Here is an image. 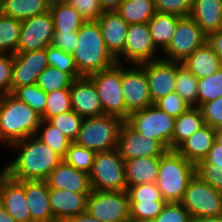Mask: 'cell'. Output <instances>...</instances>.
I'll list each match as a JSON object with an SVG mask.
<instances>
[{"instance_id":"6da1fadb","label":"cell","mask_w":222,"mask_h":222,"mask_svg":"<svg viewBox=\"0 0 222 222\" xmlns=\"http://www.w3.org/2000/svg\"><path fill=\"white\" fill-rule=\"evenodd\" d=\"M10 147L21 148L19 155L1 171L14 180L46 181L63 160L36 136L17 141Z\"/></svg>"},{"instance_id":"7a4b0ae2","label":"cell","mask_w":222,"mask_h":222,"mask_svg":"<svg viewBox=\"0 0 222 222\" xmlns=\"http://www.w3.org/2000/svg\"><path fill=\"white\" fill-rule=\"evenodd\" d=\"M42 118L29 105L12 93L0 99V141L8 146L35 136Z\"/></svg>"},{"instance_id":"3957f363","label":"cell","mask_w":222,"mask_h":222,"mask_svg":"<svg viewBox=\"0 0 222 222\" xmlns=\"http://www.w3.org/2000/svg\"><path fill=\"white\" fill-rule=\"evenodd\" d=\"M72 55L81 76L106 70L117 63L106 48L97 21H86L77 32V45Z\"/></svg>"},{"instance_id":"277c9868","label":"cell","mask_w":222,"mask_h":222,"mask_svg":"<svg viewBox=\"0 0 222 222\" xmlns=\"http://www.w3.org/2000/svg\"><path fill=\"white\" fill-rule=\"evenodd\" d=\"M196 173V165L176 150H167L159 162L156 185L167 202H181L190 179Z\"/></svg>"},{"instance_id":"5b68a950","label":"cell","mask_w":222,"mask_h":222,"mask_svg":"<svg viewBox=\"0 0 222 222\" xmlns=\"http://www.w3.org/2000/svg\"><path fill=\"white\" fill-rule=\"evenodd\" d=\"M123 122L120 117L106 114L84 118L74 142L95 153L116 149Z\"/></svg>"},{"instance_id":"8992f818","label":"cell","mask_w":222,"mask_h":222,"mask_svg":"<svg viewBox=\"0 0 222 222\" xmlns=\"http://www.w3.org/2000/svg\"><path fill=\"white\" fill-rule=\"evenodd\" d=\"M90 182L95 191H126L125 161L118 149L97 152Z\"/></svg>"},{"instance_id":"52a82bcc","label":"cell","mask_w":222,"mask_h":222,"mask_svg":"<svg viewBox=\"0 0 222 222\" xmlns=\"http://www.w3.org/2000/svg\"><path fill=\"white\" fill-rule=\"evenodd\" d=\"M94 83L106 115L120 117L126 121L130 112L126 109L121 84V64L93 73L88 76Z\"/></svg>"},{"instance_id":"ba28073f","label":"cell","mask_w":222,"mask_h":222,"mask_svg":"<svg viewBox=\"0 0 222 222\" xmlns=\"http://www.w3.org/2000/svg\"><path fill=\"white\" fill-rule=\"evenodd\" d=\"M180 203L192 219L222 216V192L215 190L196 173L190 179Z\"/></svg>"},{"instance_id":"9c48e42d","label":"cell","mask_w":222,"mask_h":222,"mask_svg":"<svg viewBox=\"0 0 222 222\" xmlns=\"http://www.w3.org/2000/svg\"><path fill=\"white\" fill-rule=\"evenodd\" d=\"M126 122L143 137L159 140L171 150L175 118L160 110L155 104L131 112Z\"/></svg>"},{"instance_id":"30bf717a","label":"cell","mask_w":222,"mask_h":222,"mask_svg":"<svg viewBox=\"0 0 222 222\" xmlns=\"http://www.w3.org/2000/svg\"><path fill=\"white\" fill-rule=\"evenodd\" d=\"M86 212L102 222H130L127 191H95L88 195Z\"/></svg>"},{"instance_id":"8fae6325","label":"cell","mask_w":222,"mask_h":222,"mask_svg":"<svg viewBox=\"0 0 222 222\" xmlns=\"http://www.w3.org/2000/svg\"><path fill=\"white\" fill-rule=\"evenodd\" d=\"M207 42V35L189 16L179 17L171 42L163 51L164 60L182 63L195 49Z\"/></svg>"},{"instance_id":"7c38bea8","label":"cell","mask_w":222,"mask_h":222,"mask_svg":"<svg viewBox=\"0 0 222 222\" xmlns=\"http://www.w3.org/2000/svg\"><path fill=\"white\" fill-rule=\"evenodd\" d=\"M158 49L155 47L150 30L147 23H136L128 25L126 40L123 53L116 59L119 64H124L123 59L129 61L130 64L140 65L145 62L160 59L156 53Z\"/></svg>"},{"instance_id":"4fadbf2b","label":"cell","mask_w":222,"mask_h":222,"mask_svg":"<svg viewBox=\"0 0 222 222\" xmlns=\"http://www.w3.org/2000/svg\"><path fill=\"white\" fill-rule=\"evenodd\" d=\"M55 33L50 11L21 21L16 53L45 49L51 45Z\"/></svg>"},{"instance_id":"5bb4252c","label":"cell","mask_w":222,"mask_h":222,"mask_svg":"<svg viewBox=\"0 0 222 222\" xmlns=\"http://www.w3.org/2000/svg\"><path fill=\"white\" fill-rule=\"evenodd\" d=\"M117 149L124 161L140 157H161L168 150L159 140L143 137L126 121L119 131Z\"/></svg>"},{"instance_id":"9a60e30c","label":"cell","mask_w":222,"mask_h":222,"mask_svg":"<svg viewBox=\"0 0 222 222\" xmlns=\"http://www.w3.org/2000/svg\"><path fill=\"white\" fill-rule=\"evenodd\" d=\"M134 66L133 68L131 66L126 68L125 65L121 64L122 92L126 109L130 113L153 105L146 71L141 65Z\"/></svg>"},{"instance_id":"2e32d148","label":"cell","mask_w":222,"mask_h":222,"mask_svg":"<svg viewBox=\"0 0 222 222\" xmlns=\"http://www.w3.org/2000/svg\"><path fill=\"white\" fill-rule=\"evenodd\" d=\"M49 67L46 48L13 54L11 93L25 85L37 84L39 75Z\"/></svg>"},{"instance_id":"e0dca14e","label":"cell","mask_w":222,"mask_h":222,"mask_svg":"<svg viewBox=\"0 0 222 222\" xmlns=\"http://www.w3.org/2000/svg\"><path fill=\"white\" fill-rule=\"evenodd\" d=\"M146 71L149 93L152 103L175 92L177 62L162 58L140 64Z\"/></svg>"},{"instance_id":"ac0fdd59","label":"cell","mask_w":222,"mask_h":222,"mask_svg":"<svg viewBox=\"0 0 222 222\" xmlns=\"http://www.w3.org/2000/svg\"><path fill=\"white\" fill-rule=\"evenodd\" d=\"M24 192V180H14L0 172V202L16 222H31Z\"/></svg>"},{"instance_id":"d6986e66","label":"cell","mask_w":222,"mask_h":222,"mask_svg":"<svg viewBox=\"0 0 222 222\" xmlns=\"http://www.w3.org/2000/svg\"><path fill=\"white\" fill-rule=\"evenodd\" d=\"M72 110L83 118L103 114L100 97L88 76L74 79L70 87Z\"/></svg>"},{"instance_id":"ffe728a7","label":"cell","mask_w":222,"mask_h":222,"mask_svg":"<svg viewBox=\"0 0 222 222\" xmlns=\"http://www.w3.org/2000/svg\"><path fill=\"white\" fill-rule=\"evenodd\" d=\"M90 193H75L49 188V202L55 222L86 213L87 198Z\"/></svg>"},{"instance_id":"44dd1931","label":"cell","mask_w":222,"mask_h":222,"mask_svg":"<svg viewBox=\"0 0 222 222\" xmlns=\"http://www.w3.org/2000/svg\"><path fill=\"white\" fill-rule=\"evenodd\" d=\"M49 188L75 193H91L90 174L68 165L62 160L46 180Z\"/></svg>"},{"instance_id":"7402d4cb","label":"cell","mask_w":222,"mask_h":222,"mask_svg":"<svg viewBox=\"0 0 222 222\" xmlns=\"http://www.w3.org/2000/svg\"><path fill=\"white\" fill-rule=\"evenodd\" d=\"M97 22L107 50L117 59L124 50L128 24L117 11H104Z\"/></svg>"},{"instance_id":"603a6c76","label":"cell","mask_w":222,"mask_h":222,"mask_svg":"<svg viewBox=\"0 0 222 222\" xmlns=\"http://www.w3.org/2000/svg\"><path fill=\"white\" fill-rule=\"evenodd\" d=\"M31 222H55L49 202L47 181L24 180Z\"/></svg>"},{"instance_id":"cb8c5ba5","label":"cell","mask_w":222,"mask_h":222,"mask_svg":"<svg viewBox=\"0 0 222 222\" xmlns=\"http://www.w3.org/2000/svg\"><path fill=\"white\" fill-rule=\"evenodd\" d=\"M215 141V128L205 124L182 142L175 150L185 159L197 165L201 159L208 154Z\"/></svg>"},{"instance_id":"d4e9b609","label":"cell","mask_w":222,"mask_h":222,"mask_svg":"<svg viewBox=\"0 0 222 222\" xmlns=\"http://www.w3.org/2000/svg\"><path fill=\"white\" fill-rule=\"evenodd\" d=\"M222 0H193L190 17L208 36L222 29Z\"/></svg>"},{"instance_id":"484cf974","label":"cell","mask_w":222,"mask_h":222,"mask_svg":"<svg viewBox=\"0 0 222 222\" xmlns=\"http://www.w3.org/2000/svg\"><path fill=\"white\" fill-rule=\"evenodd\" d=\"M160 157H140L125 160L127 188L134 185L156 183Z\"/></svg>"},{"instance_id":"4316f807","label":"cell","mask_w":222,"mask_h":222,"mask_svg":"<svg viewBox=\"0 0 222 222\" xmlns=\"http://www.w3.org/2000/svg\"><path fill=\"white\" fill-rule=\"evenodd\" d=\"M182 65L191 71L198 79H203L217 72L222 67V61L206 42L201 47L195 49L194 52L182 62Z\"/></svg>"},{"instance_id":"83f0119b","label":"cell","mask_w":222,"mask_h":222,"mask_svg":"<svg viewBox=\"0 0 222 222\" xmlns=\"http://www.w3.org/2000/svg\"><path fill=\"white\" fill-rule=\"evenodd\" d=\"M49 11L55 32H78L86 22L81 14L65 0H51Z\"/></svg>"},{"instance_id":"f1b7e54d","label":"cell","mask_w":222,"mask_h":222,"mask_svg":"<svg viewBox=\"0 0 222 222\" xmlns=\"http://www.w3.org/2000/svg\"><path fill=\"white\" fill-rule=\"evenodd\" d=\"M204 125L200 108L190 106L183 114L175 118L174 131L171 138V150H175L182 142Z\"/></svg>"},{"instance_id":"f546056e","label":"cell","mask_w":222,"mask_h":222,"mask_svg":"<svg viewBox=\"0 0 222 222\" xmlns=\"http://www.w3.org/2000/svg\"><path fill=\"white\" fill-rule=\"evenodd\" d=\"M179 16L168 13L156 12L147 23L155 47L164 51L171 42Z\"/></svg>"},{"instance_id":"4dcf8cb0","label":"cell","mask_w":222,"mask_h":222,"mask_svg":"<svg viewBox=\"0 0 222 222\" xmlns=\"http://www.w3.org/2000/svg\"><path fill=\"white\" fill-rule=\"evenodd\" d=\"M51 0H3L1 13L20 21L49 11Z\"/></svg>"},{"instance_id":"1f68e13d","label":"cell","mask_w":222,"mask_h":222,"mask_svg":"<svg viewBox=\"0 0 222 222\" xmlns=\"http://www.w3.org/2000/svg\"><path fill=\"white\" fill-rule=\"evenodd\" d=\"M116 11L128 25L148 23L156 13L154 0H124Z\"/></svg>"},{"instance_id":"d6a6232c","label":"cell","mask_w":222,"mask_h":222,"mask_svg":"<svg viewBox=\"0 0 222 222\" xmlns=\"http://www.w3.org/2000/svg\"><path fill=\"white\" fill-rule=\"evenodd\" d=\"M35 136L49 146L62 159L65 158L71 141L60 129L55 127L48 120L42 119Z\"/></svg>"},{"instance_id":"836d02e7","label":"cell","mask_w":222,"mask_h":222,"mask_svg":"<svg viewBox=\"0 0 222 222\" xmlns=\"http://www.w3.org/2000/svg\"><path fill=\"white\" fill-rule=\"evenodd\" d=\"M21 21L0 12V53H16L19 42Z\"/></svg>"},{"instance_id":"e575fe53","label":"cell","mask_w":222,"mask_h":222,"mask_svg":"<svg viewBox=\"0 0 222 222\" xmlns=\"http://www.w3.org/2000/svg\"><path fill=\"white\" fill-rule=\"evenodd\" d=\"M198 78L182 63L177 62L175 92L190 106L197 107Z\"/></svg>"},{"instance_id":"d590c367","label":"cell","mask_w":222,"mask_h":222,"mask_svg":"<svg viewBox=\"0 0 222 222\" xmlns=\"http://www.w3.org/2000/svg\"><path fill=\"white\" fill-rule=\"evenodd\" d=\"M12 94L29 105L42 119H45L47 93L37 84L21 86Z\"/></svg>"},{"instance_id":"8d00e7d4","label":"cell","mask_w":222,"mask_h":222,"mask_svg":"<svg viewBox=\"0 0 222 222\" xmlns=\"http://www.w3.org/2000/svg\"><path fill=\"white\" fill-rule=\"evenodd\" d=\"M222 96V67L212 75L198 79L197 107Z\"/></svg>"},{"instance_id":"74e56055","label":"cell","mask_w":222,"mask_h":222,"mask_svg":"<svg viewBox=\"0 0 222 222\" xmlns=\"http://www.w3.org/2000/svg\"><path fill=\"white\" fill-rule=\"evenodd\" d=\"M95 154L94 151L78 145L76 142H70L67 154L63 160L75 169L90 174L93 168Z\"/></svg>"},{"instance_id":"f35d334b","label":"cell","mask_w":222,"mask_h":222,"mask_svg":"<svg viewBox=\"0 0 222 222\" xmlns=\"http://www.w3.org/2000/svg\"><path fill=\"white\" fill-rule=\"evenodd\" d=\"M48 64L51 67L58 68L60 71L67 73L73 80L81 78L71 53H67L52 45L46 47Z\"/></svg>"},{"instance_id":"ab89813d","label":"cell","mask_w":222,"mask_h":222,"mask_svg":"<svg viewBox=\"0 0 222 222\" xmlns=\"http://www.w3.org/2000/svg\"><path fill=\"white\" fill-rule=\"evenodd\" d=\"M73 79L55 67H47L40 75L37 85L46 93L60 89H70Z\"/></svg>"},{"instance_id":"60d3db41","label":"cell","mask_w":222,"mask_h":222,"mask_svg":"<svg viewBox=\"0 0 222 222\" xmlns=\"http://www.w3.org/2000/svg\"><path fill=\"white\" fill-rule=\"evenodd\" d=\"M84 118L73 110L52 116L48 121L71 141L74 142L79 134Z\"/></svg>"},{"instance_id":"b9f144b4","label":"cell","mask_w":222,"mask_h":222,"mask_svg":"<svg viewBox=\"0 0 222 222\" xmlns=\"http://www.w3.org/2000/svg\"><path fill=\"white\" fill-rule=\"evenodd\" d=\"M71 110L72 102L69 89L54 90L47 93L45 120Z\"/></svg>"},{"instance_id":"7bdbcfd3","label":"cell","mask_w":222,"mask_h":222,"mask_svg":"<svg viewBox=\"0 0 222 222\" xmlns=\"http://www.w3.org/2000/svg\"><path fill=\"white\" fill-rule=\"evenodd\" d=\"M167 201L130 203V222H150L162 211Z\"/></svg>"},{"instance_id":"ee69618b","label":"cell","mask_w":222,"mask_h":222,"mask_svg":"<svg viewBox=\"0 0 222 222\" xmlns=\"http://www.w3.org/2000/svg\"><path fill=\"white\" fill-rule=\"evenodd\" d=\"M129 203L166 201L156 183L134 185L127 188Z\"/></svg>"},{"instance_id":"f6af8a7d","label":"cell","mask_w":222,"mask_h":222,"mask_svg":"<svg viewBox=\"0 0 222 222\" xmlns=\"http://www.w3.org/2000/svg\"><path fill=\"white\" fill-rule=\"evenodd\" d=\"M150 222H192V217L180 202H167L163 211Z\"/></svg>"},{"instance_id":"bcb514c9","label":"cell","mask_w":222,"mask_h":222,"mask_svg":"<svg viewBox=\"0 0 222 222\" xmlns=\"http://www.w3.org/2000/svg\"><path fill=\"white\" fill-rule=\"evenodd\" d=\"M193 0H154L156 12L174 14L179 17L189 16Z\"/></svg>"},{"instance_id":"7dc6e473","label":"cell","mask_w":222,"mask_h":222,"mask_svg":"<svg viewBox=\"0 0 222 222\" xmlns=\"http://www.w3.org/2000/svg\"><path fill=\"white\" fill-rule=\"evenodd\" d=\"M155 105L174 118L179 117L190 107V105L176 92L168 93L158 100Z\"/></svg>"},{"instance_id":"c3c4849f","label":"cell","mask_w":222,"mask_h":222,"mask_svg":"<svg viewBox=\"0 0 222 222\" xmlns=\"http://www.w3.org/2000/svg\"><path fill=\"white\" fill-rule=\"evenodd\" d=\"M74 7L86 21H97L104 12L99 0H65Z\"/></svg>"},{"instance_id":"681fc988","label":"cell","mask_w":222,"mask_h":222,"mask_svg":"<svg viewBox=\"0 0 222 222\" xmlns=\"http://www.w3.org/2000/svg\"><path fill=\"white\" fill-rule=\"evenodd\" d=\"M196 169H222V134H216L214 145L196 165Z\"/></svg>"},{"instance_id":"f907efd6","label":"cell","mask_w":222,"mask_h":222,"mask_svg":"<svg viewBox=\"0 0 222 222\" xmlns=\"http://www.w3.org/2000/svg\"><path fill=\"white\" fill-rule=\"evenodd\" d=\"M199 108L205 124L215 128L222 122V96L202 104Z\"/></svg>"},{"instance_id":"816d5d0a","label":"cell","mask_w":222,"mask_h":222,"mask_svg":"<svg viewBox=\"0 0 222 222\" xmlns=\"http://www.w3.org/2000/svg\"><path fill=\"white\" fill-rule=\"evenodd\" d=\"M13 55L0 53V95L11 93Z\"/></svg>"},{"instance_id":"f5cc1de1","label":"cell","mask_w":222,"mask_h":222,"mask_svg":"<svg viewBox=\"0 0 222 222\" xmlns=\"http://www.w3.org/2000/svg\"><path fill=\"white\" fill-rule=\"evenodd\" d=\"M51 45L72 54L77 45V32H55Z\"/></svg>"},{"instance_id":"db71d44e","label":"cell","mask_w":222,"mask_h":222,"mask_svg":"<svg viewBox=\"0 0 222 222\" xmlns=\"http://www.w3.org/2000/svg\"><path fill=\"white\" fill-rule=\"evenodd\" d=\"M196 174L215 190L222 192V169H196Z\"/></svg>"},{"instance_id":"11a10c76","label":"cell","mask_w":222,"mask_h":222,"mask_svg":"<svg viewBox=\"0 0 222 222\" xmlns=\"http://www.w3.org/2000/svg\"><path fill=\"white\" fill-rule=\"evenodd\" d=\"M207 43L222 61V29L213 32L207 36Z\"/></svg>"},{"instance_id":"9f6ffc18","label":"cell","mask_w":222,"mask_h":222,"mask_svg":"<svg viewBox=\"0 0 222 222\" xmlns=\"http://www.w3.org/2000/svg\"><path fill=\"white\" fill-rule=\"evenodd\" d=\"M124 0H99L103 11H116Z\"/></svg>"},{"instance_id":"6f0895ef","label":"cell","mask_w":222,"mask_h":222,"mask_svg":"<svg viewBox=\"0 0 222 222\" xmlns=\"http://www.w3.org/2000/svg\"><path fill=\"white\" fill-rule=\"evenodd\" d=\"M64 222H102V221L96 219L95 217H92L86 212V213H82L77 216L71 217L65 220Z\"/></svg>"},{"instance_id":"680465c9","label":"cell","mask_w":222,"mask_h":222,"mask_svg":"<svg viewBox=\"0 0 222 222\" xmlns=\"http://www.w3.org/2000/svg\"><path fill=\"white\" fill-rule=\"evenodd\" d=\"M0 222H16L14 218L8 214L4 205L0 202Z\"/></svg>"},{"instance_id":"91938a15","label":"cell","mask_w":222,"mask_h":222,"mask_svg":"<svg viewBox=\"0 0 222 222\" xmlns=\"http://www.w3.org/2000/svg\"><path fill=\"white\" fill-rule=\"evenodd\" d=\"M192 222H222V216H220V217H198V218H193Z\"/></svg>"},{"instance_id":"94428289","label":"cell","mask_w":222,"mask_h":222,"mask_svg":"<svg viewBox=\"0 0 222 222\" xmlns=\"http://www.w3.org/2000/svg\"><path fill=\"white\" fill-rule=\"evenodd\" d=\"M216 134H222V122L215 127Z\"/></svg>"},{"instance_id":"6125c7cd","label":"cell","mask_w":222,"mask_h":222,"mask_svg":"<svg viewBox=\"0 0 222 222\" xmlns=\"http://www.w3.org/2000/svg\"><path fill=\"white\" fill-rule=\"evenodd\" d=\"M2 4H3V0H0V12H1V9H2Z\"/></svg>"}]
</instances>
